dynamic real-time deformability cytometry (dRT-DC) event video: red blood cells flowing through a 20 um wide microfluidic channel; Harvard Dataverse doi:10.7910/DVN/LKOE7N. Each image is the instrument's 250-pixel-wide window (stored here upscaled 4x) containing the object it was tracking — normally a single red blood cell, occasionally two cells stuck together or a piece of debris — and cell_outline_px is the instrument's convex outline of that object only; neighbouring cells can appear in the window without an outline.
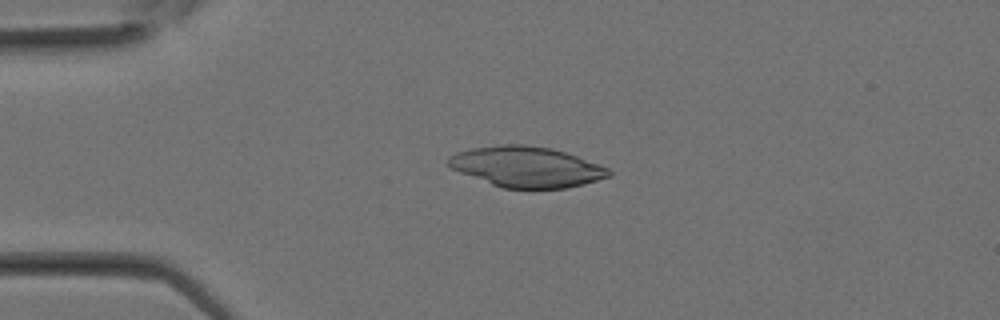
{"species": "Egyptian fruit bat (a non-hibernating species)", "species_latin": "Rousettus aegyptiacus", "temperature_condition": "room temperature", "stored_images_in_passage": 8, "camera_frame_rate_fps": 3000, "um_per_image_px": 0.085, "animal": {"sex": "female"}, "frame": {"image": 1, "passage_image": 1, "time_ms": 0.0, "image_size_px": [1000, 320], "cell_outline_px": [[612, 176], [568, 188], [504, 188], [492, 184], [460, 172], [444, 164], [444, 160], [448, 156], [456, 152], [472, 148], [500, 144], [524, 144], [552, 148], [576, 156], [608, 168], [612, 172]], "centroid_in_image_um": [44.71, 14.17], "position_along_channel_um": 40.3, "area_um2": 37.92}}